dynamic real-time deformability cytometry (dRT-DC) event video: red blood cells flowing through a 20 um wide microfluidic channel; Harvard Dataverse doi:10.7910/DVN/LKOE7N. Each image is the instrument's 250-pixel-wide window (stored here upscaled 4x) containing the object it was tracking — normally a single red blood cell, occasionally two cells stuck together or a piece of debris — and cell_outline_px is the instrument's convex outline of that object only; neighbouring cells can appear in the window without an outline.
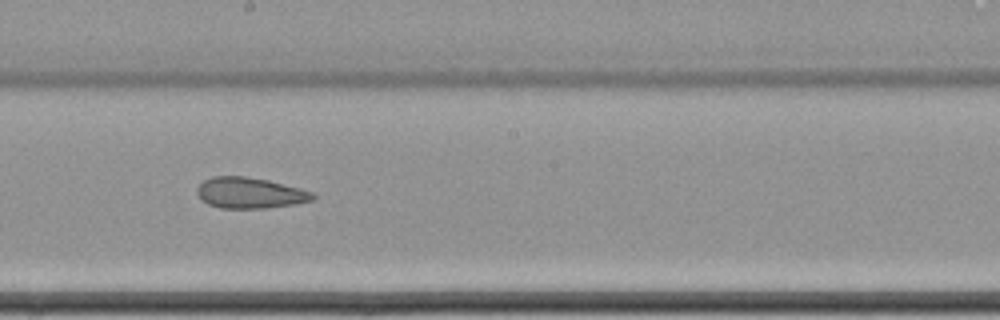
{"species": "common noctule bat (a hibernating species)", "species_latin": "Nyctalus noctula", "temperature_condition": "cold", "stored_images_in_passage": 16, "camera_frame_rate_fps": 3000, "um_per_image_px": 0.085, "animal": {"sex": "female", "body_mass_g": 22.7, "forearm_length_mm": 54.2}, "frame": {"image": 1, "passage_image": 10, "time_ms": 3.0, "image_size_px": [1000, 320], "cell_outline_px": [[316, 196], [312, 200], [296, 204], [268, 208], [220, 208], [208, 204], [200, 200], [196, 192], [196, 188], [204, 180], [212, 176], [244, 176], [268, 180], [300, 188], [312, 192]], "centroid_in_image_um": [21.21, 16.4], "position_along_channel_um": 227.0, "area_um2": 20.98}}
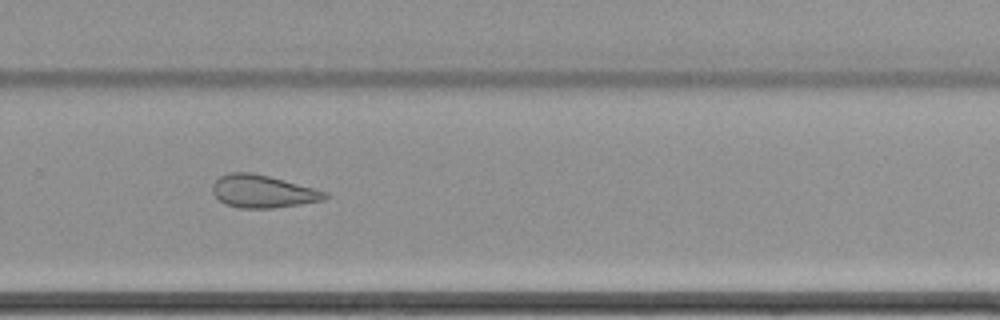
{"frame": {"image": 2, "passage_image": 12, "time_ms": 3.667, "image_size_px": [1000, 320], "cell_outline_px": [[328, 196], [324, 200], [300, 204], [272, 208], [236, 208], [224, 204], [212, 192], [212, 184], [220, 176], [228, 172], [252, 172], [316, 188], [328, 192]], "centroid_in_image_um": [22.33, 16.27], "position_along_channel_um": 307.5, "area_um2": 21.56}}